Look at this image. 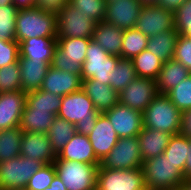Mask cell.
<instances>
[{
	"label": "cell",
	"mask_w": 191,
	"mask_h": 190,
	"mask_svg": "<svg viewBox=\"0 0 191 190\" xmlns=\"http://www.w3.org/2000/svg\"><path fill=\"white\" fill-rule=\"evenodd\" d=\"M14 6L18 9H31L34 7V0H13Z\"/></svg>",
	"instance_id": "cell-48"
},
{
	"label": "cell",
	"mask_w": 191,
	"mask_h": 190,
	"mask_svg": "<svg viewBox=\"0 0 191 190\" xmlns=\"http://www.w3.org/2000/svg\"><path fill=\"white\" fill-rule=\"evenodd\" d=\"M148 38V36L136 28L124 30L121 58L132 59L134 56L139 55L143 50H146Z\"/></svg>",
	"instance_id": "cell-33"
},
{
	"label": "cell",
	"mask_w": 191,
	"mask_h": 190,
	"mask_svg": "<svg viewBox=\"0 0 191 190\" xmlns=\"http://www.w3.org/2000/svg\"><path fill=\"white\" fill-rule=\"evenodd\" d=\"M69 0H34V7L57 16Z\"/></svg>",
	"instance_id": "cell-44"
},
{
	"label": "cell",
	"mask_w": 191,
	"mask_h": 190,
	"mask_svg": "<svg viewBox=\"0 0 191 190\" xmlns=\"http://www.w3.org/2000/svg\"><path fill=\"white\" fill-rule=\"evenodd\" d=\"M119 138L137 136L143 128L142 113L121 103L103 112Z\"/></svg>",
	"instance_id": "cell-15"
},
{
	"label": "cell",
	"mask_w": 191,
	"mask_h": 190,
	"mask_svg": "<svg viewBox=\"0 0 191 190\" xmlns=\"http://www.w3.org/2000/svg\"><path fill=\"white\" fill-rule=\"evenodd\" d=\"M20 56L19 43L13 40H0V67L16 63Z\"/></svg>",
	"instance_id": "cell-42"
},
{
	"label": "cell",
	"mask_w": 191,
	"mask_h": 190,
	"mask_svg": "<svg viewBox=\"0 0 191 190\" xmlns=\"http://www.w3.org/2000/svg\"><path fill=\"white\" fill-rule=\"evenodd\" d=\"M187 159L184 166V179H191V139H189Z\"/></svg>",
	"instance_id": "cell-47"
},
{
	"label": "cell",
	"mask_w": 191,
	"mask_h": 190,
	"mask_svg": "<svg viewBox=\"0 0 191 190\" xmlns=\"http://www.w3.org/2000/svg\"><path fill=\"white\" fill-rule=\"evenodd\" d=\"M56 175L67 190L96 189L99 165H91L71 160H55Z\"/></svg>",
	"instance_id": "cell-5"
},
{
	"label": "cell",
	"mask_w": 191,
	"mask_h": 190,
	"mask_svg": "<svg viewBox=\"0 0 191 190\" xmlns=\"http://www.w3.org/2000/svg\"><path fill=\"white\" fill-rule=\"evenodd\" d=\"M166 95L180 112L191 109V74Z\"/></svg>",
	"instance_id": "cell-39"
},
{
	"label": "cell",
	"mask_w": 191,
	"mask_h": 190,
	"mask_svg": "<svg viewBox=\"0 0 191 190\" xmlns=\"http://www.w3.org/2000/svg\"><path fill=\"white\" fill-rule=\"evenodd\" d=\"M97 190H145L142 168L130 170L98 168Z\"/></svg>",
	"instance_id": "cell-10"
},
{
	"label": "cell",
	"mask_w": 191,
	"mask_h": 190,
	"mask_svg": "<svg viewBox=\"0 0 191 190\" xmlns=\"http://www.w3.org/2000/svg\"><path fill=\"white\" fill-rule=\"evenodd\" d=\"M110 86L118 93L137 78L136 71L131 59L120 58L115 69L110 73Z\"/></svg>",
	"instance_id": "cell-34"
},
{
	"label": "cell",
	"mask_w": 191,
	"mask_h": 190,
	"mask_svg": "<svg viewBox=\"0 0 191 190\" xmlns=\"http://www.w3.org/2000/svg\"><path fill=\"white\" fill-rule=\"evenodd\" d=\"M55 115L49 110L24 109L21 115L19 128L22 132H35L47 134Z\"/></svg>",
	"instance_id": "cell-27"
},
{
	"label": "cell",
	"mask_w": 191,
	"mask_h": 190,
	"mask_svg": "<svg viewBox=\"0 0 191 190\" xmlns=\"http://www.w3.org/2000/svg\"><path fill=\"white\" fill-rule=\"evenodd\" d=\"M174 20L179 35L191 38V0H185L174 12Z\"/></svg>",
	"instance_id": "cell-41"
},
{
	"label": "cell",
	"mask_w": 191,
	"mask_h": 190,
	"mask_svg": "<svg viewBox=\"0 0 191 190\" xmlns=\"http://www.w3.org/2000/svg\"><path fill=\"white\" fill-rule=\"evenodd\" d=\"M143 4L140 0H111L106 2L104 22L124 30L136 27Z\"/></svg>",
	"instance_id": "cell-14"
},
{
	"label": "cell",
	"mask_w": 191,
	"mask_h": 190,
	"mask_svg": "<svg viewBox=\"0 0 191 190\" xmlns=\"http://www.w3.org/2000/svg\"><path fill=\"white\" fill-rule=\"evenodd\" d=\"M171 136L167 132L143 127L137 135L142 160L146 161L163 154Z\"/></svg>",
	"instance_id": "cell-23"
},
{
	"label": "cell",
	"mask_w": 191,
	"mask_h": 190,
	"mask_svg": "<svg viewBox=\"0 0 191 190\" xmlns=\"http://www.w3.org/2000/svg\"><path fill=\"white\" fill-rule=\"evenodd\" d=\"M188 147L189 138L179 133L171 136L169 143L163 153L176 165V168L183 172V176L185 161L187 159L189 149Z\"/></svg>",
	"instance_id": "cell-35"
},
{
	"label": "cell",
	"mask_w": 191,
	"mask_h": 190,
	"mask_svg": "<svg viewBox=\"0 0 191 190\" xmlns=\"http://www.w3.org/2000/svg\"><path fill=\"white\" fill-rule=\"evenodd\" d=\"M42 166L41 162L21 155L0 162V190L25 189L30 177Z\"/></svg>",
	"instance_id": "cell-8"
},
{
	"label": "cell",
	"mask_w": 191,
	"mask_h": 190,
	"mask_svg": "<svg viewBox=\"0 0 191 190\" xmlns=\"http://www.w3.org/2000/svg\"><path fill=\"white\" fill-rule=\"evenodd\" d=\"M143 160L137 136L119 138L115 147L99 163V168L130 170L142 168Z\"/></svg>",
	"instance_id": "cell-9"
},
{
	"label": "cell",
	"mask_w": 191,
	"mask_h": 190,
	"mask_svg": "<svg viewBox=\"0 0 191 190\" xmlns=\"http://www.w3.org/2000/svg\"><path fill=\"white\" fill-rule=\"evenodd\" d=\"M180 190H191V179H184Z\"/></svg>",
	"instance_id": "cell-50"
},
{
	"label": "cell",
	"mask_w": 191,
	"mask_h": 190,
	"mask_svg": "<svg viewBox=\"0 0 191 190\" xmlns=\"http://www.w3.org/2000/svg\"><path fill=\"white\" fill-rule=\"evenodd\" d=\"M26 94L24 91L0 93V131L19 127Z\"/></svg>",
	"instance_id": "cell-16"
},
{
	"label": "cell",
	"mask_w": 191,
	"mask_h": 190,
	"mask_svg": "<svg viewBox=\"0 0 191 190\" xmlns=\"http://www.w3.org/2000/svg\"><path fill=\"white\" fill-rule=\"evenodd\" d=\"M120 57L111 56L91 39L82 64L81 80L92 78L100 84L110 85V73L115 69Z\"/></svg>",
	"instance_id": "cell-7"
},
{
	"label": "cell",
	"mask_w": 191,
	"mask_h": 190,
	"mask_svg": "<svg viewBox=\"0 0 191 190\" xmlns=\"http://www.w3.org/2000/svg\"><path fill=\"white\" fill-rule=\"evenodd\" d=\"M22 91L29 93L41 89L51 64L28 58H19Z\"/></svg>",
	"instance_id": "cell-24"
},
{
	"label": "cell",
	"mask_w": 191,
	"mask_h": 190,
	"mask_svg": "<svg viewBox=\"0 0 191 190\" xmlns=\"http://www.w3.org/2000/svg\"><path fill=\"white\" fill-rule=\"evenodd\" d=\"M15 37L19 44L30 38H57V16L35 7L18 10Z\"/></svg>",
	"instance_id": "cell-2"
},
{
	"label": "cell",
	"mask_w": 191,
	"mask_h": 190,
	"mask_svg": "<svg viewBox=\"0 0 191 190\" xmlns=\"http://www.w3.org/2000/svg\"><path fill=\"white\" fill-rule=\"evenodd\" d=\"M185 0H158L157 5L175 12Z\"/></svg>",
	"instance_id": "cell-46"
},
{
	"label": "cell",
	"mask_w": 191,
	"mask_h": 190,
	"mask_svg": "<svg viewBox=\"0 0 191 190\" xmlns=\"http://www.w3.org/2000/svg\"><path fill=\"white\" fill-rule=\"evenodd\" d=\"M22 91L19 62L0 67V93Z\"/></svg>",
	"instance_id": "cell-37"
},
{
	"label": "cell",
	"mask_w": 191,
	"mask_h": 190,
	"mask_svg": "<svg viewBox=\"0 0 191 190\" xmlns=\"http://www.w3.org/2000/svg\"><path fill=\"white\" fill-rule=\"evenodd\" d=\"M61 100V96L39 89L26 94L24 109L49 110V112L57 116L61 106Z\"/></svg>",
	"instance_id": "cell-31"
},
{
	"label": "cell",
	"mask_w": 191,
	"mask_h": 190,
	"mask_svg": "<svg viewBox=\"0 0 191 190\" xmlns=\"http://www.w3.org/2000/svg\"><path fill=\"white\" fill-rule=\"evenodd\" d=\"M131 60L137 77L150 78L155 81L157 80L164 63L160 58L154 56L147 49L143 50L139 55L134 56Z\"/></svg>",
	"instance_id": "cell-30"
},
{
	"label": "cell",
	"mask_w": 191,
	"mask_h": 190,
	"mask_svg": "<svg viewBox=\"0 0 191 190\" xmlns=\"http://www.w3.org/2000/svg\"><path fill=\"white\" fill-rule=\"evenodd\" d=\"M45 190H67L61 179L56 175L51 182V185Z\"/></svg>",
	"instance_id": "cell-49"
},
{
	"label": "cell",
	"mask_w": 191,
	"mask_h": 190,
	"mask_svg": "<svg viewBox=\"0 0 191 190\" xmlns=\"http://www.w3.org/2000/svg\"><path fill=\"white\" fill-rule=\"evenodd\" d=\"M180 134L191 139V109L181 112Z\"/></svg>",
	"instance_id": "cell-45"
},
{
	"label": "cell",
	"mask_w": 191,
	"mask_h": 190,
	"mask_svg": "<svg viewBox=\"0 0 191 190\" xmlns=\"http://www.w3.org/2000/svg\"><path fill=\"white\" fill-rule=\"evenodd\" d=\"M22 136L19 127L0 131V162L20 156Z\"/></svg>",
	"instance_id": "cell-32"
},
{
	"label": "cell",
	"mask_w": 191,
	"mask_h": 190,
	"mask_svg": "<svg viewBox=\"0 0 191 190\" xmlns=\"http://www.w3.org/2000/svg\"><path fill=\"white\" fill-rule=\"evenodd\" d=\"M76 134L75 124L66 121L58 116L55 117L47 132L52 149L56 155Z\"/></svg>",
	"instance_id": "cell-29"
},
{
	"label": "cell",
	"mask_w": 191,
	"mask_h": 190,
	"mask_svg": "<svg viewBox=\"0 0 191 190\" xmlns=\"http://www.w3.org/2000/svg\"><path fill=\"white\" fill-rule=\"evenodd\" d=\"M92 38H57L51 65L53 68L81 74L86 49Z\"/></svg>",
	"instance_id": "cell-6"
},
{
	"label": "cell",
	"mask_w": 191,
	"mask_h": 190,
	"mask_svg": "<svg viewBox=\"0 0 191 190\" xmlns=\"http://www.w3.org/2000/svg\"><path fill=\"white\" fill-rule=\"evenodd\" d=\"M173 59L183 64L191 72V38L179 35Z\"/></svg>",
	"instance_id": "cell-43"
},
{
	"label": "cell",
	"mask_w": 191,
	"mask_h": 190,
	"mask_svg": "<svg viewBox=\"0 0 191 190\" xmlns=\"http://www.w3.org/2000/svg\"><path fill=\"white\" fill-rule=\"evenodd\" d=\"M145 185L151 190H180L183 172L164 154L143 161Z\"/></svg>",
	"instance_id": "cell-3"
},
{
	"label": "cell",
	"mask_w": 191,
	"mask_h": 190,
	"mask_svg": "<svg viewBox=\"0 0 191 190\" xmlns=\"http://www.w3.org/2000/svg\"><path fill=\"white\" fill-rule=\"evenodd\" d=\"M20 155L39 161L43 165L53 163L57 157L48 135L35 132H23Z\"/></svg>",
	"instance_id": "cell-17"
},
{
	"label": "cell",
	"mask_w": 191,
	"mask_h": 190,
	"mask_svg": "<svg viewBox=\"0 0 191 190\" xmlns=\"http://www.w3.org/2000/svg\"><path fill=\"white\" fill-rule=\"evenodd\" d=\"M190 74L191 72L183 64L174 59L164 62L156 80L158 93L166 94Z\"/></svg>",
	"instance_id": "cell-26"
},
{
	"label": "cell",
	"mask_w": 191,
	"mask_h": 190,
	"mask_svg": "<svg viewBox=\"0 0 191 190\" xmlns=\"http://www.w3.org/2000/svg\"><path fill=\"white\" fill-rule=\"evenodd\" d=\"M92 40L98 43L111 56L121 58L123 30L108 22H98Z\"/></svg>",
	"instance_id": "cell-25"
},
{
	"label": "cell",
	"mask_w": 191,
	"mask_h": 190,
	"mask_svg": "<svg viewBox=\"0 0 191 190\" xmlns=\"http://www.w3.org/2000/svg\"><path fill=\"white\" fill-rule=\"evenodd\" d=\"M157 94L155 80L137 77L119 93V103L143 113Z\"/></svg>",
	"instance_id": "cell-13"
},
{
	"label": "cell",
	"mask_w": 191,
	"mask_h": 190,
	"mask_svg": "<svg viewBox=\"0 0 191 190\" xmlns=\"http://www.w3.org/2000/svg\"><path fill=\"white\" fill-rule=\"evenodd\" d=\"M143 127L152 128L171 135L179 134L181 112L166 94H157L142 113Z\"/></svg>",
	"instance_id": "cell-4"
},
{
	"label": "cell",
	"mask_w": 191,
	"mask_h": 190,
	"mask_svg": "<svg viewBox=\"0 0 191 190\" xmlns=\"http://www.w3.org/2000/svg\"><path fill=\"white\" fill-rule=\"evenodd\" d=\"M13 4V0H0V6L4 7L7 5Z\"/></svg>",
	"instance_id": "cell-51"
},
{
	"label": "cell",
	"mask_w": 191,
	"mask_h": 190,
	"mask_svg": "<svg viewBox=\"0 0 191 190\" xmlns=\"http://www.w3.org/2000/svg\"><path fill=\"white\" fill-rule=\"evenodd\" d=\"M142 4H156L158 0H140Z\"/></svg>",
	"instance_id": "cell-52"
},
{
	"label": "cell",
	"mask_w": 191,
	"mask_h": 190,
	"mask_svg": "<svg viewBox=\"0 0 191 190\" xmlns=\"http://www.w3.org/2000/svg\"><path fill=\"white\" fill-rule=\"evenodd\" d=\"M57 38L37 37L26 39L19 44V58H28L51 64Z\"/></svg>",
	"instance_id": "cell-22"
},
{
	"label": "cell",
	"mask_w": 191,
	"mask_h": 190,
	"mask_svg": "<svg viewBox=\"0 0 191 190\" xmlns=\"http://www.w3.org/2000/svg\"><path fill=\"white\" fill-rule=\"evenodd\" d=\"M56 176L55 166L53 163L44 164L29 179L26 190H45Z\"/></svg>",
	"instance_id": "cell-40"
},
{
	"label": "cell",
	"mask_w": 191,
	"mask_h": 190,
	"mask_svg": "<svg viewBox=\"0 0 191 190\" xmlns=\"http://www.w3.org/2000/svg\"><path fill=\"white\" fill-rule=\"evenodd\" d=\"M88 138L99 161L111 152L119 140L113 125L103 113L99 114L95 127Z\"/></svg>",
	"instance_id": "cell-18"
},
{
	"label": "cell",
	"mask_w": 191,
	"mask_h": 190,
	"mask_svg": "<svg viewBox=\"0 0 191 190\" xmlns=\"http://www.w3.org/2000/svg\"><path fill=\"white\" fill-rule=\"evenodd\" d=\"M135 28L148 37L175 29L174 12L157 4H143Z\"/></svg>",
	"instance_id": "cell-12"
},
{
	"label": "cell",
	"mask_w": 191,
	"mask_h": 190,
	"mask_svg": "<svg viewBox=\"0 0 191 190\" xmlns=\"http://www.w3.org/2000/svg\"><path fill=\"white\" fill-rule=\"evenodd\" d=\"M81 86L80 74L65 72L50 66L44 77L41 90L63 97L80 90Z\"/></svg>",
	"instance_id": "cell-19"
},
{
	"label": "cell",
	"mask_w": 191,
	"mask_h": 190,
	"mask_svg": "<svg viewBox=\"0 0 191 190\" xmlns=\"http://www.w3.org/2000/svg\"><path fill=\"white\" fill-rule=\"evenodd\" d=\"M55 160H71L91 165L100 163L88 136L77 132L59 152Z\"/></svg>",
	"instance_id": "cell-20"
},
{
	"label": "cell",
	"mask_w": 191,
	"mask_h": 190,
	"mask_svg": "<svg viewBox=\"0 0 191 190\" xmlns=\"http://www.w3.org/2000/svg\"><path fill=\"white\" fill-rule=\"evenodd\" d=\"M18 9L14 4L0 6V40L16 41V14Z\"/></svg>",
	"instance_id": "cell-38"
},
{
	"label": "cell",
	"mask_w": 191,
	"mask_h": 190,
	"mask_svg": "<svg viewBox=\"0 0 191 190\" xmlns=\"http://www.w3.org/2000/svg\"><path fill=\"white\" fill-rule=\"evenodd\" d=\"M100 112L82 90L62 97L58 117L75 124L76 132L88 136L95 127Z\"/></svg>",
	"instance_id": "cell-1"
},
{
	"label": "cell",
	"mask_w": 191,
	"mask_h": 190,
	"mask_svg": "<svg viewBox=\"0 0 191 190\" xmlns=\"http://www.w3.org/2000/svg\"><path fill=\"white\" fill-rule=\"evenodd\" d=\"M179 33L175 29L161 32L148 38L147 50L163 62L174 58Z\"/></svg>",
	"instance_id": "cell-28"
},
{
	"label": "cell",
	"mask_w": 191,
	"mask_h": 190,
	"mask_svg": "<svg viewBox=\"0 0 191 190\" xmlns=\"http://www.w3.org/2000/svg\"><path fill=\"white\" fill-rule=\"evenodd\" d=\"M96 25L68 3L57 15V38H92Z\"/></svg>",
	"instance_id": "cell-11"
},
{
	"label": "cell",
	"mask_w": 191,
	"mask_h": 190,
	"mask_svg": "<svg viewBox=\"0 0 191 190\" xmlns=\"http://www.w3.org/2000/svg\"><path fill=\"white\" fill-rule=\"evenodd\" d=\"M81 89L92 100L97 111L103 113L119 103V93L110 85L100 84L92 78L82 80Z\"/></svg>",
	"instance_id": "cell-21"
},
{
	"label": "cell",
	"mask_w": 191,
	"mask_h": 190,
	"mask_svg": "<svg viewBox=\"0 0 191 190\" xmlns=\"http://www.w3.org/2000/svg\"><path fill=\"white\" fill-rule=\"evenodd\" d=\"M69 4L83 16L101 22L104 20L106 0H69Z\"/></svg>",
	"instance_id": "cell-36"
}]
</instances>
